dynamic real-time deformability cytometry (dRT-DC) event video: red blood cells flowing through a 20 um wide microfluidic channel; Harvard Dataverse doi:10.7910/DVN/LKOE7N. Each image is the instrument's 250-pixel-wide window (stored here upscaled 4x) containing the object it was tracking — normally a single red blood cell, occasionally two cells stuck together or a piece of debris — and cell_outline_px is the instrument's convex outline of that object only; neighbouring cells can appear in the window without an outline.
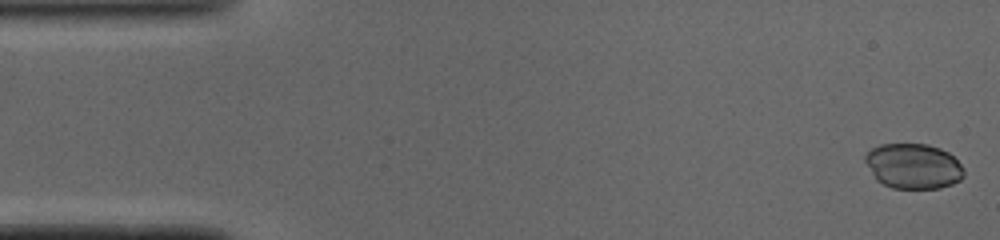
{"species": "common noctule bat (a hibernating species)", "species_latin": "Nyctalus noctula", "temperature_condition": "cold", "stored_images_in_passage": 48, "camera_frame_rate_fps": 3000, "um_per_image_px": 0.085, "animal": {"sex": "male", "body_mass_g": 19.0, "forearm_length_mm": 50.8}, "frame": {"image": 1, "passage_image": 1, "time_ms": 0.0, "image_size_px": [1000, 240], "cell_outline_px": [[964, 176], [960, 180], [952, 184], [940, 188], [892, 188], [876, 180], [864, 160], [864, 156], [872, 148], [880, 144], [928, 144], [940, 148], [948, 152], [964, 168]], "centroid_in_image_um": [77.63, 14.12], "position_along_channel_um": 7.4, "area_um2": 26.01}}
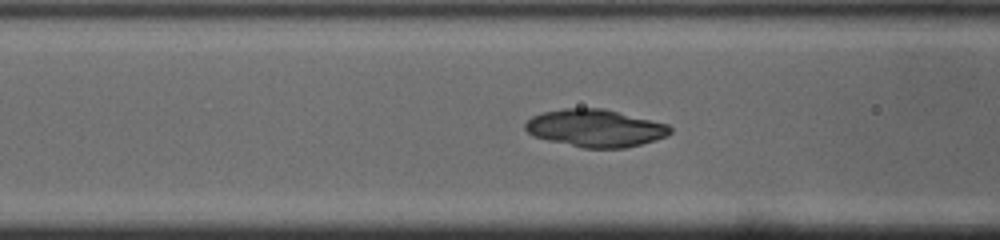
{"frame": {"image": 2, "passage_image": 18, "time_ms": 5.667, "image_size_px": [1000, 240], "cell_outline_px": [[672, 132], [668, 136], [656, 140], [624, 148], [584, 148], [548, 140], [532, 136], [524, 128], [524, 124], [532, 116], [544, 112], [564, 108], [604, 108], [668, 124], [672, 128]], "centroid_in_image_um": [50.62, 10.89], "position_along_channel_um": 116.0, "area_um2": 31.73}}
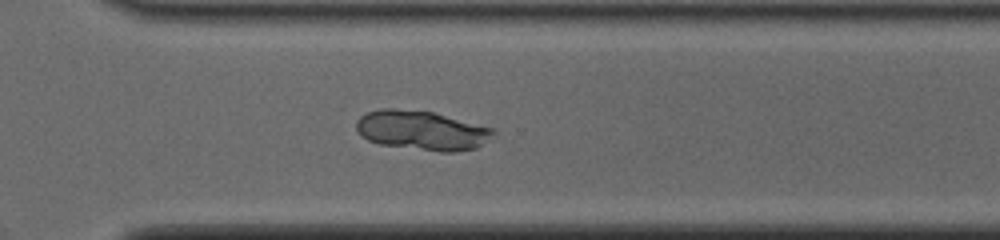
{"frame": {"image": 3, "passage_image": 34, "time_ms": 11.0, "image_size_px": [1000, 240], "cell_outline_px": [[496, 132], [476, 148], [456, 152], [440, 152], [380, 144], [368, 140], [360, 136], [356, 128], [356, 120], [360, 116], [368, 112], [380, 108], [392, 108], [432, 112], [492, 128]], "centroid_in_image_um": [35.8, 11.09], "position_along_channel_um": 334.8, "area_um2": 31.27}}